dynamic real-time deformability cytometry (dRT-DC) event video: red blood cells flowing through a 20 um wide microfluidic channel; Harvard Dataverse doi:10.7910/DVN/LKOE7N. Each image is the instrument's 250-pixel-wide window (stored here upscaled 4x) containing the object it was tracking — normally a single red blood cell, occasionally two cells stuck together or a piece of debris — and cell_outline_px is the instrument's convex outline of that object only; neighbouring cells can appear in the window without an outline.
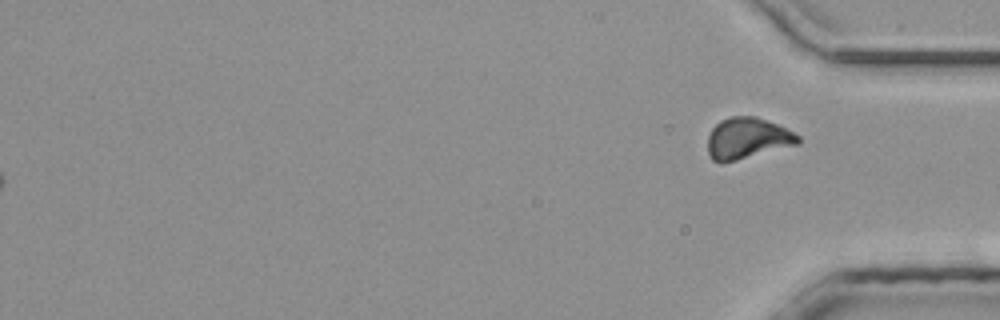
{"species": "common noctule bat (a hibernating species)", "species_latin": "Nyctalus noctula", "temperature_condition": "room temperature", "stored_images_in_passage": 32, "segment_of_instrument_passage": [2, 2], "camera_frame_rate_fps": 3000, "um_per_image_px": 0.085, "animal": {"sex": "male", "body_mass_g": 20.4}, "frame": {"image": 1, "passage_image": 32, "time_ms": 10.333, "image_size_px": [1000, 320], "cell_outline_px": [[800, 144], [720, 164], [712, 160], [708, 156], [708, 136], [712, 128], [720, 120], [732, 116], [756, 116], [776, 124], [800, 136]], "centroid_in_image_um": [63.5, 11.77], "position_along_channel_um": 371.7, "area_um2": 21.73}}